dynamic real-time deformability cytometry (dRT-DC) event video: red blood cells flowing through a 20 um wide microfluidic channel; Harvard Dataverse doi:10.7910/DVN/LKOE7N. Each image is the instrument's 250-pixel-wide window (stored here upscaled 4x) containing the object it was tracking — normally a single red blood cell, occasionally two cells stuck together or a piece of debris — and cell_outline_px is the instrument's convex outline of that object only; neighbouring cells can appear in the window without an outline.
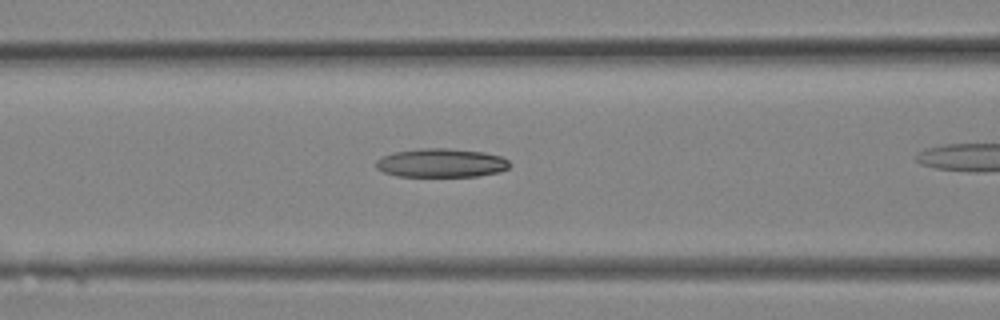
{"species": "Egyptian fruit bat (a non-hibernating species)", "species_latin": "Rousettus aegyptiacus", "temperature_condition": "room temperature", "stored_images_in_passage": 12, "camera_frame_rate_fps": 3000, "um_per_image_px": 0.085, "animal": {"sex": "female"}, "frame": {"image": 1, "passage_image": 9, "time_ms": 2.667, "image_size_px": [1000, 320], "cell_outline_px": [[512, 164], [508, 168], [500, 172], [476, 176], [396, 176], [384, 172], [376, 168], [376, 160], [392, 152], [420, 148], [448, 148], [484, 152], [500, 156], [508, 160]], "centroid_in_image_um": [37.51, 13.84], "position_along_channel_um": 129.1, "area_um2": 22.48}}
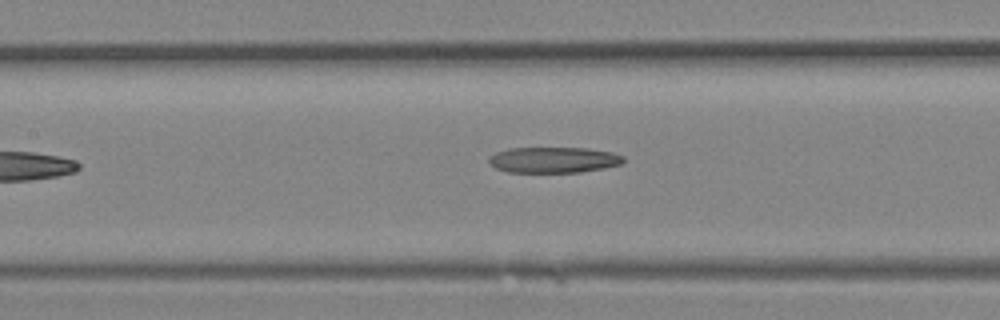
{"frame": {"image": 2, "passage_image": 12, "time_ms": 3.667, "image_size_px": [1000, 320], "cell_outline_px": [[624, 160], [620, 164], [604, 168], [580, 172], [508, 172], [496, 168], [488, 160], [488, 156], [496, 152], [508, 148], [588, 148], [612, 152], [624, 156]], "centroid_in_image_um": [47.05, 13.58], "position_along_channel_um": 160.4, "area_um2": 20.23}}